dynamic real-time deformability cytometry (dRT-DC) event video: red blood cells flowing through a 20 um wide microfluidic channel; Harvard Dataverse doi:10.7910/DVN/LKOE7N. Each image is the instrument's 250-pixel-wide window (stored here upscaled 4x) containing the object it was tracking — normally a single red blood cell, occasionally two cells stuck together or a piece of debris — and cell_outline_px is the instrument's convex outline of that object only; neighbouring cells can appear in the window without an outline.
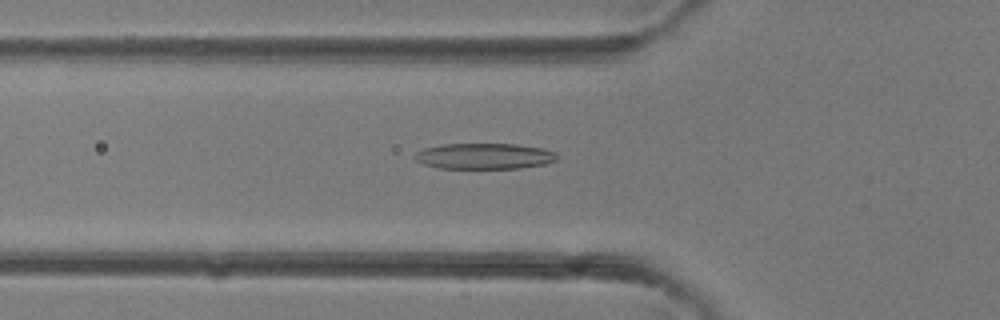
{"species": "common noctule bat (a hibernating species)", "species_latin": "Nyctalus noctula", "temperature_condition": "room temperature", "stored_images_in_passage": 29, "camera_frame_rate_fps": 3000, "um_per_image_px": 0.085, "animal": {"sex": "female"}, "frame": {"image": 1, "passage_image": 7, "time_ms": 2.0, "image_size_px": [1000, 320], "cell_outline_px": [[556, 160], [544, 164], [520, 168], [440, 168], [424, 164], [416, 160], [412, 156], [416, 152], [424, 148], [444, 144], [516, 144], [544, 148], [556, 152]], "centroid_in_image_um": [41.16, 13.26], "position_along_channel_um": 84.6, "area_um2": 21.39}}
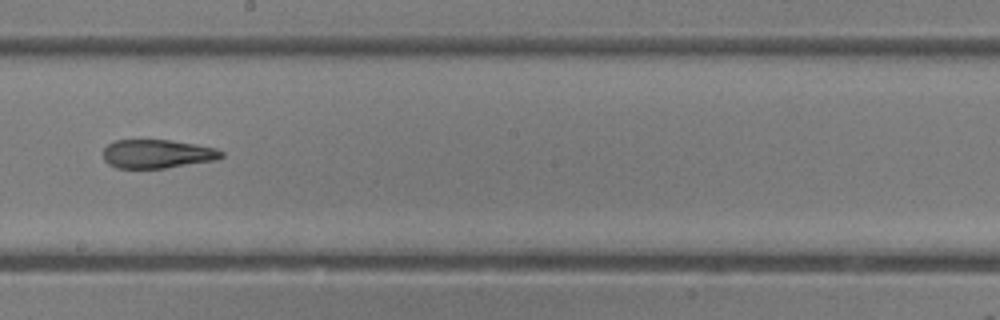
{"frame": {"image": 2, "passage_image": 16, "time_ms": 5.0, "image_size_px": [1000, 320], "cell_outline_px": [[224, 156], [216, 160], [164, 168], [116, 168], [108, 164], [104, 160], [104, 148], [108, 144], [116, 140], [168, 140], [196, 144], [216, 148], [224, 152]], "centroid_in_image_um": [13.38, 13.08], "position_along_channel_um": 234.8, "area_um2": 19.77}}
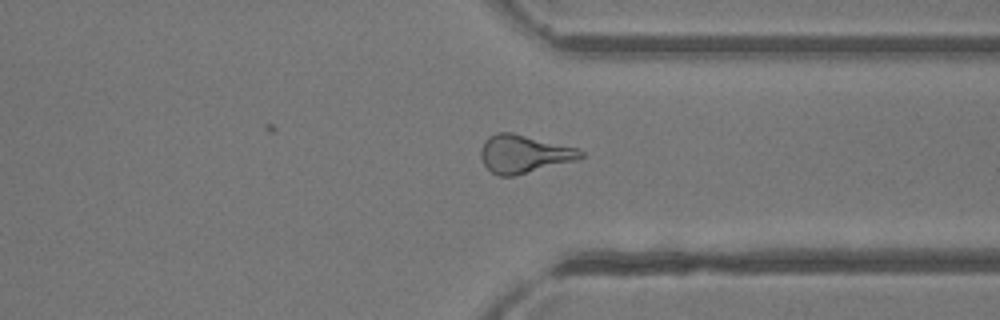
{"frame": {"image": 3, "passage_image": 24, "time_ms": 7.667, "image_size_px": [1000, 320], "cell_outline_px": [[584, 156], [580, 160], [512, 176], [496, 176], [484, 164], [480, 156], [480, 152], [484, 140], [488, 136], [496, 132], [512, 132], [580, 148], [584, 152]], "centroid_in_image_um": [44.57, 13.07], "position_along_channel_um": 366.8, "area_um2": 22.48}}